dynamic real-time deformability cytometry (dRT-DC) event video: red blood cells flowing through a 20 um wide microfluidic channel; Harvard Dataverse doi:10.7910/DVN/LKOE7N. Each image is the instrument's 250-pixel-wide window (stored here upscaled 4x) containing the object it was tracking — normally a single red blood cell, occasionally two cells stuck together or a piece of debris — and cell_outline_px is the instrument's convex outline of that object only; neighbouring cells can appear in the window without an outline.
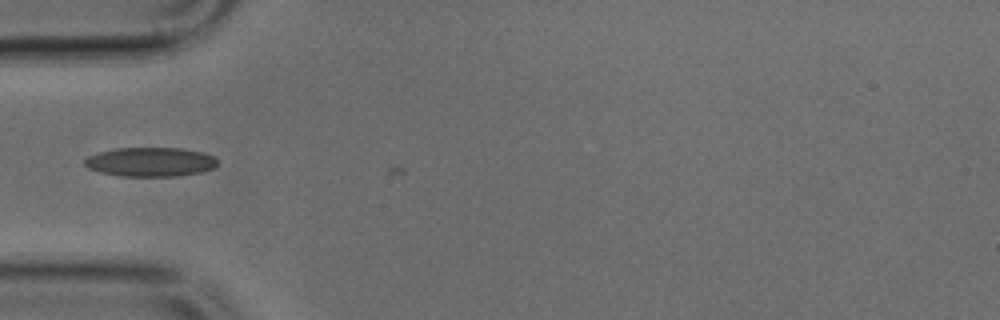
{"species": "common noctule bat (a hibernating species)", "species_latin": "Nyctalus noctula", "temperature_condition": "cold", "stored_images_in_passage": 2, "camera_frame_rate_fps": 3000, "um_per_image_px": 0.085, "animal": {"sex": "male", "body_mass_g": 17.9, "forearm_length_mm": 54.2}, "frame": {"image": 1, "passage_image": 1, "time_ms": 0.0, "image_size_px": [1000, 320], "cell_outline_px": [[216, 164], [212, 168], [200, 172], [180, 176], [120, 176], [100, 172], [88, 168], [84, 164], [84, 160], [88, 156], [100, 152], [116, 148], [180, 148], [204, 152], [212, 156], [216, 160]], "centroid_in_image_um": [12.76, 13.76], "position_along_channel_um": 72.2, "area_um2": 22.48}}